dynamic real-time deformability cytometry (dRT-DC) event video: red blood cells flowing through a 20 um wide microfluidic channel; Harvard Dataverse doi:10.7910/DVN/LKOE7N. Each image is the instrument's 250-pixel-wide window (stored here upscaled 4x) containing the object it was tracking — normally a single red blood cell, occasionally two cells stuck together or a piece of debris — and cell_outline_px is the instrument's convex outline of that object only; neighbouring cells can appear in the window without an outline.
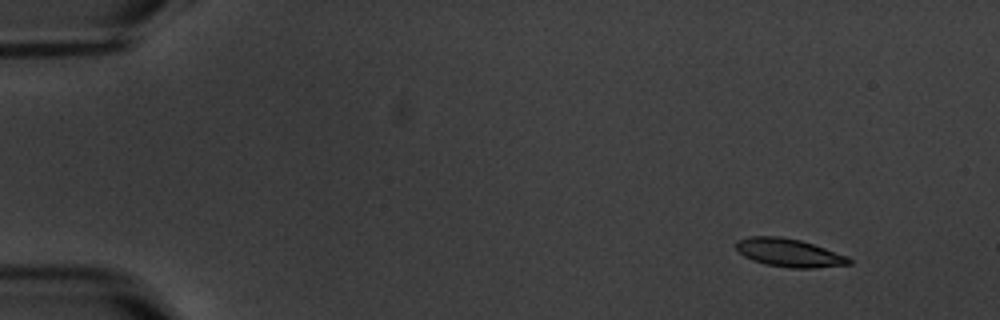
{"species": "common noctule bat (a hibernating species)", "species_latin": "Nyctalus noctula", "temperature_condition": "warm", "stored_images_in_passage": 14, "camera_frame_rate_fps": 3000, "um_per_image_px": 0.085, "animal": {"sex": "male", "body_mass_g": 20.1, "forearm_length_mm": 53.5}, "frame": {"image": 1, "passage_image": 1, "time_ms": 0.0, "image_size_px": [1000, 320], "cell_outline_px": [[852, 264], [816, 268], [788, 268], [764, 264], [752, 260], [744, 256], [736, 248], [736, 240], [748, 236], [780, 236], [800, 240], [848, 256], [852, 260]], "centroid_in_image_um": [67.06, 21.49], "position_along_channel_um": 17.9, "area_um2": 18.67}}
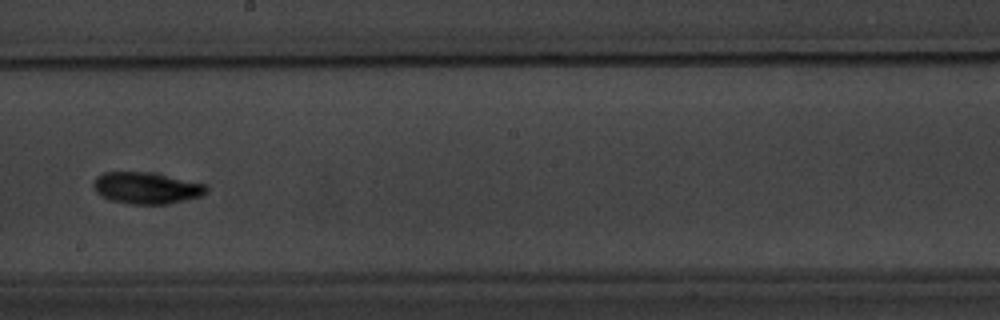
{"frame": {"image": 2, "passage_image": 8, "time_ms": 9.333, "image_size_px": [1000, 320], "cell_outline_px": [[208, 192], [200, 196], [168, 204], [128, 204], [108, 200], [100, 196], [92, 188], [92, 184], [96, 176], [104, 172], [144, 172], [204, 184], [208, 188]], "centroid_in_image_um": [12.36, 16.0], "position_along_channel_um": 235.8, "area_um2": 20.63}}
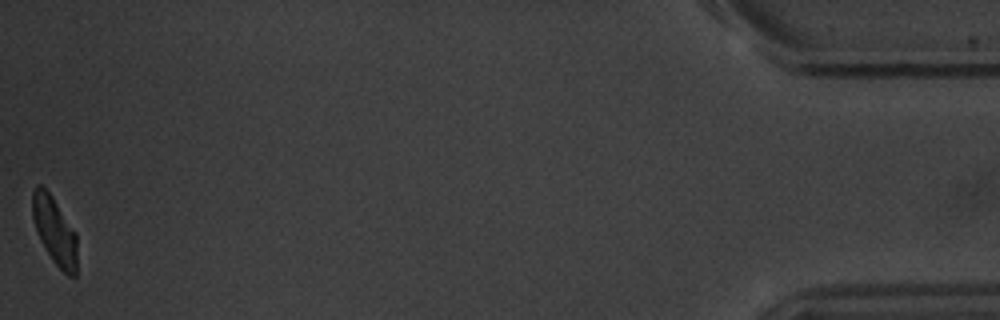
{"frame": {"image": 3, "passage_image": 14, "time_ms": 17.333, "image_size_px": [1000, 320], "cell_outline_px": [[76, 276], [68, 276], [52, 260], [44, 248], [36, 232], [32, 216], [32, 192], [36, 184], [40, 184], [52, 196], [76, 232]], "centroid_in_image_um": [4.62, 19.6], "position_along_channel_um": 430.6, "area_um2": 17.63}, "authors_computed_cell_mechanics": {"area_um2": 18.9584, "velocity_mm_per_s": 3.5385, "shape_relaxation_time_tau1_ms": 2.3176, "shape_relaxation_time_tau2_ms": 4.7814, "deformation_change_tau1": 0.1105, "deformation_change_tau2": 0.0699}}